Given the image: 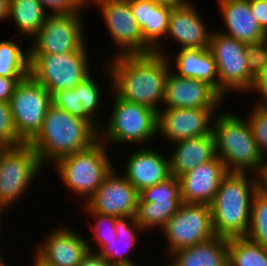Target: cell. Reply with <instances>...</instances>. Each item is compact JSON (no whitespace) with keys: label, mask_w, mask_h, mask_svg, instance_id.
<instances>
[{"label":"cell","mask_w":267,"mask_h":266,"mask_svg":"<svg viewBox=\"0 0 267 266\" xmlns=\"http://www.w3.org/2000/svg\"><path fill=\"white\" fill-rule=\"evenodd\" d=\"M105 64L112 77V91L121 99L145 105L156 112L163 105L165 83L171 66L168 57L149 54L112 56Z\"/></svg>","instance_id":"cell-1"},{"label":"cell","mask_w":267,"mask_h":266,"mask_svg":"<svg viewBox=\"0 0 267 266\" xmlns=\"http://www.w3.org/2000/svg\"><path fill=\"white\" fill-rule=\"evenodd\" d=\"M98 140L99 132L88 121L51 105L42 128L28 144L46 167L64 156L88 149Z\"/></svg>","instance_id":"cell-2"},{"label":"cell","mask_w":267,"mask_h":266,"mask_svg":"<svg viewBox=\"0 0 267 266\" xmlns=\"http://www.w3.org/2000/svg\"><path fill=\"white\" fill-rule=\"evenodd\" d=\"M256 191L254 174L227 173L222 178L210 204L216 236L227 239L246 237L250 225L252 200Z\"/></svg>","instance_id":"cell-3"},{"label":"cell","mask_w":267,"mask_h":266,"mask_svg":"<svg viewBox=\"0 0 267 266\" xmlns=\"http://www.w3.org/2000/svg\"><path fill=\"white\" fill-rule=\"evenodd\" d=\"M216 155L227 173L256 174L263 162L249 121L232 111L219 112L212 125Z\"/></svg>","instance_id":"cell-4"},{"label":"cell","mask_w":267,"mask_h":266,"mask_svg":"<svg viewBox=\"0 0 267 266\" xmlns=\"http://www.w3.org/2000/svg\"><path fill=\"white\" fill-rule=\"evenodd\" d=\"M110 91L113 106L111 115L99 129V140L104 144H136L144 147L157 137V112L145 105L127 102L119 98L112 90V77L108 66ZM104 125V126H103ZM147 142V143H146ZM111 143V144H110Z\"/></svg>","instance_id":"cell-5"},{"label":"cell","mask_w":267,"mask_h":266,"mask_svg":"<svg viewBox=\"0 0 267 266\" xmlns=\"http://www.w3.org/2000/svg\"><path fill=\"white\" fill-rule=\"evenodd\" d=\"M107 147V148H106ZM108 145L100 140L86 150L58 159L55 170L62 183L86 203L114 168L107 154Z\"/></svg>","instance_id":"cell-6"},{"label":"cell","mask_w":267,"mask_h":266,"mask_svg":"<svg viewBox=\"0 0 267 266\" xmlns=\"http://www.w3.org/2000/svg\"><path fill=\"white\" fill-rule=\"evenodd\" d=\"M87 47L61 54H29V75L50 94L72 89L92 73Z\"/></svg>","instance_id":"cell-7"},{"label":"cell","mask_w":267,"mask_h":266,"mask_svg":"<svg viewBox=\"0 0 267 266\" xmlns=\"http://www.w3.org/2000/svg\"><path fill=\"white\" fill-rule=\"evenodd\" d=\"M209 50L217 65L219 94L226 98L232 92H250L255 77L248 69L246 44L214 29Z\"/></svg>","instance_id":"cell-8"},{"label":"cell","mask_w":267,"mask_h":266,"mask_svg":"<svg viewBox=\"0 0 267 266\" xmlns=\"http://www.w3.org/2000/svg\"><path fill=\"white\" fill-rule=\"evenodd\" d=\"M44 166L28 144L6 147L0 153V203L7 209L23 198L30 183L39 177ZM29 186V187H28Z\"/></svg>","instance_id":"cell-9"},{"label":"cell","mask_w":267,"mask_h":266,"mask_svg":"<svg viewBox=\"0 0 267 266\" xmlns=\"http://www.w3.org/2000/svg\"><path fill=\"white\" fill-rule=\"evenodd\" d=\"M161 232L166 238L167 256L215 237L210 205L182 203Z\"/></svg>","instance_id":"cell-10"},{"label":"cell","mask_w":267,"mask_h":266,"mask_svg":"<svg viewBox=\"0 0 267 266\" xmlns=\"http://www.w3.org/2000/svg\"><path fill=\"white\" fill-rule=\"evenodd\" d=\"M81 11L49 14L32 38L29 54H61L81 50L87 43Z\"/></svg>","instance_id":"cell-11"},{"label":"cell","mask_w":267,"mask_h":266,"mask_svg":"<svg viewBox=\"0 0 267 266\" xmlns=\"http://www.w3.org/2000/svg\"><path fill=\"white\" fill-rule=\"evenodd\" d=\"M9 103L15 128L29 143L42 128L51 94L29 75L17 84Z\"/></svg>","instance_id":"cell-12"},{"label":"cell","mask_w":267,"mask_h":266,"mask_svg":"<svg viewBox=\"0 0 267 266\" xmlns=\"http://www.w3.org/2000/svg\"><path fill=\"white\" fill-rule=\"evenodd\" d=\"M92 4L99 8L109 36L117 46L115 56L154 52L143 40L130 8V0H92L88 5Z\"/></svg>","instance_id":"cell-13"},{"label":"cell","mask_w":267,"mask_h":266,"mask_svg":"<svg viewBox=\"0 0 267 266\" xmlns=\"http://www.w3.org/2000/svg\"><path fill=\"white\" fill-rule=\"evenodd\" d=\"M219 109L161 108L157 112V136L173 144L212 133V125Z\"/></svg>","instance_id":"cell-14"},{"label":"cell","mask_w":267,"mask_h":266,"mask_svg":"<svg viewBox=\"0 0 267 266\" xmlns=\"http://www.w3.org/2000/svg\"><path fill=\"white\" fill-rule=\"evenodd\" d=\"M57 226L36 244L34 256L46 266H78L90 250L88 240L72 227Z\"/></svg>","instance_id":"cell-15"},{"label":"cell","mask_w":267,"mask_h":266,"mask_svg":"<svg viewBox=\"0 0 267 266\" xmlns=\"http://www.w3.org/2000/svg\"><path fill=\"white\" fill-rule=\"evenodd\" d=\"M139 192L113 168L101 186L85 203L93 212L120 217H135Z\"/></svg>","instance_id":"cell-16"},{"label":"cell","mask_w":267,"mask_h":266,"mask_svg":"<svg viewBox=\"0 0 267 266\" xmlns=\"http://www.w3.org/2000/svg\"><path fill=\"white\" fill-rule=\"evenodd\" d=\"M169 70L161 108L218 109L225 100L211 85L195 78L180 77Z\"/></svg>","instance_id":"cell-17"},{"label":"cell","mask_w":267,"mask_h":266,"mask_svg":"<svg viewBox=\"0 0 267 266\" xmlns=\"http://www.w3.org/2000/svg\"><path fill=\"white\" fill-rule=\"evenodd\" d=\"M190 1L171 10L167 38H172L180 49H207L212 31L201 13Z\"/></svg>","instance_id":"cell-18"},{"label":"cell","mask_w":267,"mask_h":266,"mask_svg":"<svg viewBox=\"0 0 267 266\" xmlns=\"http://www.w3.org/2000/svg\"><path fill=\"white\" fill-rule=\"evenodd\" d=\"M226 174L223 161L216 155L213 159L179 176L182 202L210 205Z\"/></svg>","instance_id":"cell-19"},{"label":"cell","mask_w":267,"mask_h":266,"mask_svg":"<svg viewBox=\"0 0 267 266\" xmlns=\"http://www.w3.org/2000/svg\"><path fill=\"white\" fill-rule=\"evenodd\" d=\"M143 146L128 155L123 175L138 192L163 182L172 176L169 155ZM141 148V149H140ZM162 153V154H161Z\"/></svg>","instance_id":"cell-20"},{"label":"cell","mask_w":267,"mask_h":266,"mask_svg":"<svg viewBox=\"0 0 267 266\" xmlns=\"http://www.w3.org/2000/svg\"><path fill=\"white\" fill-rule=\"evenodd\" d=\"M130 8L144 42L154 52L166 56L167 53H164L159 44L163 37L167 36L172 7L157 4L152 0H130Z\"/></svg>","instance_id":"cell-21"},{"label":"cell","mask_w":267,"mask_h":266,"mask_svg":"<svg viewBox=\"0 0 267 266\" xmlns=\"http://www.w3.org/2000/svg\"><path fill=\"white\" fill-rule=\"evenodd\" d=\"M226 30L220 32L242 43L258 42L266 38L251 12L249 0H217Z\"/></svg>","instance_id":"cell-22"},{"label":"cell","mask_w":267,"mask_h":266,"mask_svg":"<svg viewBox=\"0 0 267 266\" xmlns=\"http://www.w3.org/2000/svg\"><path fill=\"white\" fill-rule=\"evenodd\" d=\"M173 152L168 154L170 171L177 178L216 156L213 133L200 138H190L171 144Z\"/></svg>","instance_id":"cell-23"},{"label":"cell","mask_w":267,"mask_h":266,"mask_svg":"<svg viewBox=\"0 0 267 266\" xmlns=\"http://www.w3.org/2000/svg\"><path fill=\"white\" fill-rule=\"evenodd\" d=\"M173 59L168 57L170 66L176 62V70L173 72L180 77L195 78L211 85L219 93L218 71L214 57L207 49H179ZM175 56V57H174ZM172 62V63H171ZM174 62V63H173Z\"/></svg>","instance_id":"cell-24"},{"label":"cell","mask_w":267,"mask_h":266,"mask_svg":"<svg viewBox=\"0 0 267 266\" xmlns=\"http://www.w3.org/2000/svg\"><path fill=\"white\" fill-rule=\"evenodd\" d=\"M171 266H228V239L215 236L170 255Z\"/></svg>","instance_id":"cell-25"},{"label":"cell","mask_w":267,"mask_h":266,"mask_svg":"<svg viewBox=\"0 0 267 266\" xmlns=\"http://www.w3.org/2000/svg\"><path fill=\"white\" fill-rule=\"evenodd\" d=\"M115 228L117 239L105 245L98 253L112 266L135 264L128 254L138 245V232H144L143 229L132 216L117 218Z\"/></svg>","instance_id":"cell-26"},{"label":"cell","mask_w":267,"mask_h":266,"mask_svg":"<svg viewBox=\"0 0 267 266\" xmlns=\"http://www.w3.org/2000/svg\"><path fill=\"white\" fill-rule=\"evenodd\" d=\"M50 13L38 0H9L8 18L20 35L33 38Z\"/></svg>","instance_id":"cell-27"},{"label":"cell","mask_w":267,"mask_h":266,"mask_svg":"<svg viewBox=\"0 0 267 266\" xmlns=\"http://www.w3.org/2000/svg\"><path fill=\"white\" fill-rule=\"evenodd\" d=\"M228 266H267L266 248L246 237L229 238Z\"/></svg>","instance_id":"cell-28"},{"label":"cell","mask_w":267,"mask_h":266,"mask_svg":"<svg viewBox=\"0 0 267 266\" xmlns=\"http://www.w3.org/2000/svg\"><path fill=\"white\" fill-rule=\"evenodd\" d=\"M182 203V201L138 202L136 221L143 231L154 228L161 230Z\"/></svg>","instance_id":"cell-29"},{"label":"cell","mask_w":267,"mask_h":266,"mask_svg":"<svg viewBox=\"0 0 267 266\" xmlns=\"http://www.w3.org/2000/svg\"><path fill=\"white\" fill-rule=\"evenodd\" d=\"M9 39L0 41V76H29V48L23 50L13 38Z\"/></svg>","instance_id":"cell-30"},{"label":"cell","mask_w":267,"mask_h":266,"mask_svg":"<svg viewBox=\"0 0 267 266\" xmlns=\"http://www.w3.org/2000/svg\"><path fill=\"white\" fill-rule=\"evenodd\" d=\"M81 209L86 212L88 216L91 215L93 226H90L91 233L93 234L92 241L95 243V246L91 244V240L87 239L89 242V249L94 252H99L105 245L110 244L113 240L117 239L115 221L116 217L102 215L96 212H93L85 203H82Z\"/></svg>","instance_id":"cell-31"},{"label":"cell","mask_w":267,"mask_h":266,"mask_svg":"<svg viewBox=\"0 0 267 266\" xmlns=\"http://www.w3.org/2000/svg\"><path fill=\"white\" fill-rule=\"evenodd\" d=\"M246 238L267 248V196L258 191L252 200Z\"/></svg>","instance_id":"cell-32"},{"label":"cell","mask_w":267,"mask_h":266,"mask_svg":"<svg viewBox=\"0 0 267 266\" xmlns=\"http://www.w3.org/2000/svg\"><path fill=\"white\" fill-rule=\"evenodd\" d=\"M93 73L75 87L78 97L83 105L84 113L100 128L102 123L99 121L98 113L102 112L100 106L102 104V93L100 84L92 78ZM102 101V102H101ZM100 109V112H99ZM98 115V116H97ZM99 121V122H98Z\"/></svg>","instance_id":"cell-33"},{"label":"cell","mask_w":267,"mask_h":266,"mask_svg":"<svg viewBox=\"0 0 267 266\" xmlns=\"http://www.w3.org/2000/svg\"><path fill=\"white\" fill-rule=\"evenodd\" d=\"M153 201H182L178 178L172 175L165 181L139 192L138 202L151 203Z\"/></svg>","instance_id":"cell-34"},{"label":"cell","mask_w":267,"mask_h":266,"mask_svg":"<svg viewBox=\"0 0 267 266\" xmlns=\"http://www.w3.org/2000/svg\"><path fill=\"white\" fill-rule=\"evenodd\" d=\"M51 105L67 111L72 116L88 121L99 132L100 128L84 113L83 105L79 100L78 92H75V87L52 92Z\"/></svg>","instance_id":"cell-35"},{"label":"cell","mask_w":267,"mask_h":266,"mask_svg":"<svg viewBox=\"0 0 267 266\" xmlns=\"http://www.w3.org/2000/svg\"><path fill=\"white\" fill-rule=\"evenodd\" d=\"M0 144L5 148L26 144L15 128L10 103L5 101H0Z\"/></svg>","instance_id":"cell-36"},{"label":"cell","mask_w":267,"mask_h":266,"mask_svg":"<svg viewBox=\"0 0 267 266\" xmlns=\"http://www.w3.org/2000/svg\"><path fill=\"white\" fill-rule=\"evenodd\" d=\"M247 116L254 139L263 157H267V105L254 104Z\"/></svg>","instance_id":"cell-37"},{"label":"cell","mask_w":267,"mask_h":266,"mask_svg":"<svg viewBox=\"0 0 267 266\" xmlns=\"http://www.w3.org/2000/svg\"><path fill=\"white\" fill-rule=\"evenodd\" d=\"M248 69L256 77L267 66V38L246 44Z\"/></svg>","instance_id":"cell-38"},{"label":"cell","mask_w":267,"mask_h":266,"mask_svg":"<svg viewBox=\"0 0 267 266\" xmlns=\"http://www.w3.org/2000/svg\"><path fill=\"white\" fill-rule=\"evenodd\" d=\"M50 14L74 13L88 7L83 0H38Z\"/></svg>","instance_id":"cell-39"},{"label":"cell","mask_w":267,"mask_h":266,"mask_svg":"<svg viewBox=\"0 0 267 266\" xmlns=\"http://www.w3.org/2000/svg\"><path fill=\"white\" fill-rule=\"evenodd\" d=\"M251 92L259 94L260 100H256V104L267 105V66L255 77Z\"/></svg>","instance_id":"cell-40"},{"label":"cell","mask_w":267,"mask_h":266,"mask_svg":"<svg viewBox=\"0 0 267 266\" xmlns=\"http://www.w3.org/2000/svg\"><path fill=\"white\" fill-rule=\"evenodd\" d=\"M251 12L264 32L267 31V0H249Z\"/></svg>","instance_id":"cell-41"},{"label":"cell","mask_w":267,"mask_h":266,"mask_svg":"<svg viewBox=\"0 0 267 266\" xmlns=\"http://www.w3.org/2000/svg\"><path fill=\"white\" fill-rule=\"evenodd\" d=\"M26 77H2L0 76V101L9 102L17 84Z\"/></svg>","instance_id":"cell-42"},{"label":"cell","mask_w":267,"mask_h":266,"mask_svg":"<svg viewBox=\"0 0 267 266\" xmlns=\"http://www.w3.org/2000/svg\"><path fill=\"white\" fill-rule=\"evenodd\" d=\"M257 191L267 196V157L255 174Z\"/></svg>","instance_id":"cell-43"},{"label":"cell","mask_w":267,"mask_h":266,"mask_svg":"<svg viewBox=\"0 0 267 266\" xmlns=\"http://www.w3.org/2000/svg\"><path fill=\"white\" fill-rule=\"evenodd\" d=\"M78 266H112L106 258L98 252L89 250Z\"/></svg>","instance_id":"cell-44"},{"label":"cell","mask_w":267,"mask_h":266,"mask_svg":"<svg viewBox=\"0 0 267 266\" xmlns=\"http://www.w3.org/2000/svg\"><path fill=\"white\" fill-rule=\"evenodd\" d=\"M152 1L157 4L166 5L174 8L183 5L185 3H188L190 0H152Z\"/></svg>","instance_id":"cell-45"},{"label":"cell","mask_w":267,"mask_h":266,"mask_svg":"<svg viewBox=\"0 0 267 266\" xmlns=\"http://www.w3.org/2000/svg\"><path fill=\"white\" fill-rule=\"evenodd\" d=\"M9 0H0V21H6L8 18ZM6 19V20H5Z\"/></svg>","instance_id":"cell-46"},{"label":"cell","mask_w":267,"mask_h":266,"mask_svg":"<svg viewBox=\"0 0 267 266\" xmlns=\"http://www.w3.org/2000/svg\"><path fill=\"white\" fill-rule=\"evenodd\" d=\"M6 208L0 203V231H2L1 229H2V224H1V222H3L2 221V214H4L5 212H6ZM5 211V212H4ZM1 237V236H0Z\"/></svg>","instance_id":"cell-47"},{"label":"cell","mask_w":267,"mask_h":266,"mask_svg":"<svg viewBox=\"0 0 267 266\" xmlns=\"http://www.w3.org/2000/svg\"><path fill=\"white\" fill-rule=\"evenodd\" d=\"M33 260H32V262H33V265L32 266H46L40 260H38L35 256H34V259Z\"/></svg>","instance_id":"cell-48"},{"label":"cell","mask_w":267,"mask_h":266,"mask_svg":"<svg viewBox=\"0 0 267 266\" xmlns=\"http://www.w3.org/2000/svg\"><path fill=\"white\" fill-rule=\"evenodd\" d=\"M3 255L0 254V266H7L6 261H4ZM6 264V265H5Z\"/></svg>","instance_id":"cell-49"},{"label":"cell","mask_w":267,"mask_h":266,"mask_svg":"<svg viewBox=\"0 0 267 266\" xmlns=\"http://www.w3.org/2000/svg\"><path fill=\"white\" fill-rule=\"evenodd\" d=\"M86 5H88L92 0H83Z\"/></svg>","instance_id":"cell-50"},{"label":"cell","mask_w":267,"mask_h":266,"mask_svg":"<svg viewBox=\"0 0 267 266\" xmlns=\"http://www.w3.org/2000/svg\"><path fill=\"white\" fill-rule=\"evenodd\" d=\"M119 266H138L137 264H131V265H119Z\"/></svg>","instance_id":"cell-51"},{"label":"cell","mask_w":267,"mask_h":266,"mask_svg":"<svg viewBox=\"0 0 267 266\" xmlns=\"http://www.w3.org/2000/svg\"><path fill=\"white\" fill-rule=\"evenodd\" d=\"M5 147H3L1 144H0V153L1 151L4 149Z\"/></svg>","instance_id":"cell-52"},{"label":"cell","mask_w":267,"mask_h":266,"mask_svg":"<svg viewBox=\"0 0 267 266\" xmlns=\"http://www.w3.org/2000/svg\"><path fill=\"white\" fill-rule=\"evenodd\" d=\"M161 266H171V264L167 262L166 265H161Z\"/></svg>","instance_id":"cell-53"}]
</instances>
